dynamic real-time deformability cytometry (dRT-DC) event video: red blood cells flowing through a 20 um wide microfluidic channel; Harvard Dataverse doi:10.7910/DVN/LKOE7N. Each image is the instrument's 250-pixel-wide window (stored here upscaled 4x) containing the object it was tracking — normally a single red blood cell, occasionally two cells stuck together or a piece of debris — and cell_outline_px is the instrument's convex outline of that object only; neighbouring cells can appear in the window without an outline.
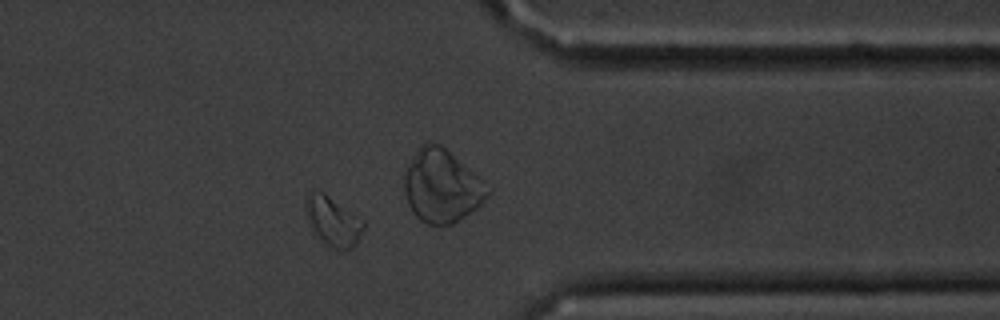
{"species": "common noctule bat (a hibernating species)", "species_latin": "Nyctalus noctula", "temperature_condition": "cold", "stored_images_in_passage": 15, "camera_frame_rate_fps": 3000, "um_per_image_px": 0.085, "animal": {"sex": "male", "body_mass_g": 20.1, "forearm_length_mm": 53.5}, "frame": {"image": 1, "passage_image": 13, "time_ms": 14.667, "image_size_px": [1000, 320], "cell_outline_px": [[364, 228], [356, 244], [352, 248], [340, 252], [332, 248], [320, 240], [312, 228], [304, 212], [304, 196], [312, 192], [324, 192], [364, 220]], "centroid_in_image_um": [28.29, 18.82], "position_along_channel_um": 383.1, "area_um2": 16.88}}